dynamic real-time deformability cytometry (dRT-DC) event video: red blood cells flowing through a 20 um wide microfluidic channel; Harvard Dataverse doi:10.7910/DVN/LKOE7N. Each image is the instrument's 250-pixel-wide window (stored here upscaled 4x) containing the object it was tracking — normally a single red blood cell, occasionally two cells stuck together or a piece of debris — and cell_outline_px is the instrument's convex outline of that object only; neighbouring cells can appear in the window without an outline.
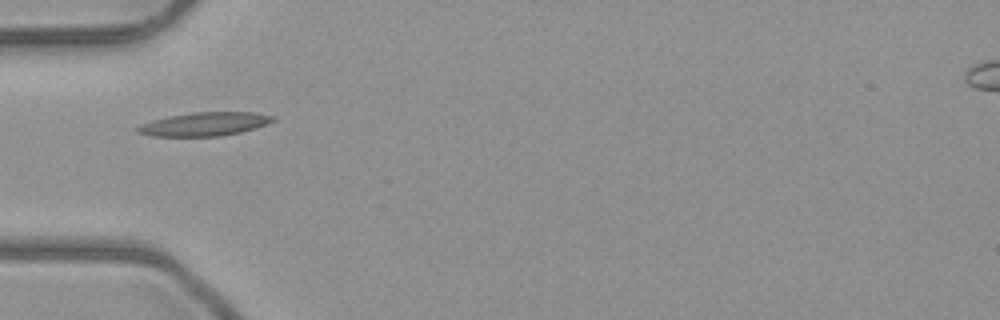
{"species": "common noctule bat (a hibernating species)", "species_latin": "Nyctalus noctula", "temperature_condition": "room temperature", "stored_images_in_passage": 7, "camera_frame_rate_fps": 3000, "um_per_image_px": 0.085, "animal": {"sex": "male", "body_mass_g": 23.1, "forearm_length_mm": 52.7}, "frame": {"image": 1, "passage_image": 6, "time_ms": 5.667, "image_size_px": [1000, 320], "cell_outline_px": [[276, 120], [256, 128], [240, 132], [220, 136], [152, 136], [136, 132], [136, 128], [140, 124], [152, 120], [168, 116], [192, 112], [252, 112], [276, 116]], "centroid_in_image_um": [17.39, 10.54], "position_along_channel_um": 67.6, "area_um2": 18.67}}
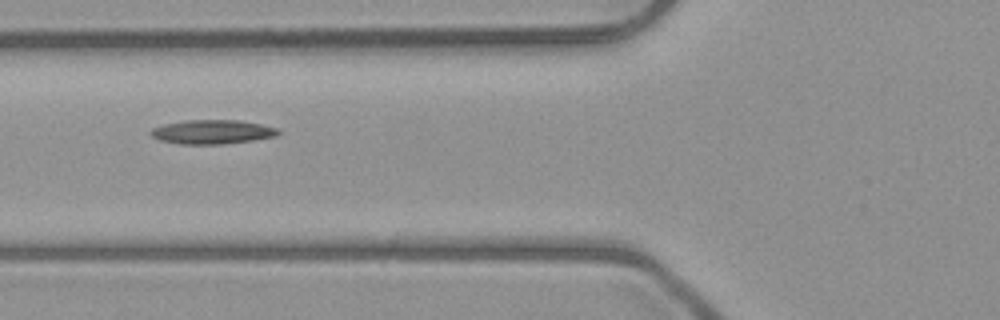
{"frame": {"image": 2, "passage_image": 7, "time_ms": 6.667, "image_size_px": [1000, 320], "cell_outline_px": [[280, 132], [276, 136], [252, 140], [224, 144], [180, 144], [160, 140], [152, 136], [148, 132], [152, 128], [164, 124], [184, 120], [240, 120], [260, 124], [276, 128]], "centroid_in_image_um": [18.01, 11.21], "position_along_channel_um": 107.8, "area_um2": 17.86}}